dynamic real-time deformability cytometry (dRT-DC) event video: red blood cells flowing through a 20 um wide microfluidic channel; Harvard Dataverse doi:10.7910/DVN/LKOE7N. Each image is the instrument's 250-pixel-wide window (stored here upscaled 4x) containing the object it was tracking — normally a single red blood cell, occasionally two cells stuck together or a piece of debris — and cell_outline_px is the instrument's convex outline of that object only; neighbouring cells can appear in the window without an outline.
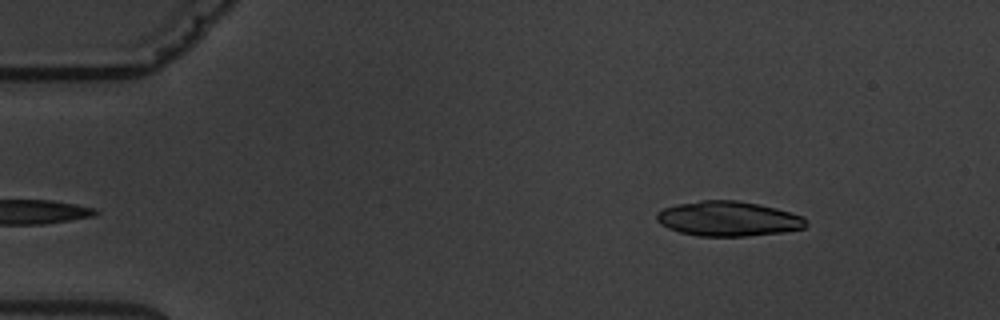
{"species": "common noctule bat (a hibernating species)", "species_latin": "Nyctalus noctula", "temperature_condition": "warm", "stored_images_in_passage": 4, "segment_of_instrument_passage": [2, 2], "camera_frame_rate_fps": 3000, "um_per_image_px": 0.085, "animal": {"sex": "male", "body_mass_g": 19.5, "forearm_length_mm": 54.6}, "frame": {"image": 1, "passage_image": 4, "time_ms": 3.333, "image_size_px": [1000, 320], "cell_outline_px": [[808, 224], [804, 228], [784, 232], [748, 236], [696, 236], [680, 232], [668, 228], [660, 224], [656, 220], [656, 212], [664, 208], [676, 204], [700, 200], [736, 200], [760, 204], [792, 212], [804, 216]], "centroid_in_image_um": [61.91, 18.59], "position_along_channel_um": 23.1, "area_um2": 30.69}}